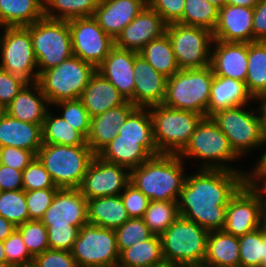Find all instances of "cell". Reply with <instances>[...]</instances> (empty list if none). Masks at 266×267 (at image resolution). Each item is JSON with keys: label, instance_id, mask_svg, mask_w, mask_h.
I'll return each mask as SVG.
<instances>
[{"label": "cell", "instance_id": "cell-43", "mask_svg": "<svg viewBox=\"0 0 266 267\" xmlns=\"http://www.w3.org/2000/svg\"><path fill=\"white\" fill-rule=\"evenodd\" d=\"M22 235L30 255L35 256L49 249L46 226L40 220H29L16 227Z\"/></svg>", "mask_w": 266, "mask_h": 267}, {"label": "cell", "instance_id": "cell-23", "mask_svg": "<svg viewBox=\"0 0 266 267\" xmlns=\"http://www.w3.org/2000/svg\"><path fill=\"white\" fill-rule=\"evenodd\" d=\"M146 5L147 0H100L93 17L115 40Z\"/></svg>", "mask_w": 266, "mask_h": 267}, {"label": "cell", "instance_id": "cell-46", "mask_svg": "<svg viewBox=\"0 0 266 267\" xmlns=\"http://www.w3.org/2000/svg\"><path fill=\"white\" fill-rule=\"evenodd\" d=\"M22 178L24 191L58 188L37 157L22 171Z\"/></svg>", "mask_w": 266, "mask_h": 267}, {"label": "cell", "instance_id": "cell-41", "mask_svg": "<svg viewBox=\"0 0 266 267\" xmlns=\"http://www.w3.org/2000/svg\"><path fill=\"white\" fill-rule=\"evenodd\" d=\"M0 215L16 227L29 221L25 191H2L0 195Z\"/></svg>", "mask_w": 266, "mask_h": 267}, {"label": "cell", "instance_id": "cell-36", "mask_svg": "<svg viewBox=\"0 0 266 267\" xmlns=\"http://www.w3.org/2000/svg\"><path fill=\"white\" fill-rule=\"evenodd\" d=\"M246 87L254 99L266 93V41L248 43Z\"/></svg>", "mask_w": 266, "mask_h": 267}, {"label": "cell", "instance_id": "cell-65", "mask_svg": "<svg viewBox=\"0 0 266 267\" xmlns=\"http://www.w3.org/2000/svg\"><path fill=\"white\" fill-rule=\"evenodd\" d=\"M152 267H182V266H180V265H177V264H175V263H170V262H163V263H161V264H158V265H154V266H152Z\"/></svg>", "mask_w": 266, "mask_h": 267}, {"label": "cell", "instance_id": "cell-58", "mask_svg": "<svg viewBox=\"0 0 266 267\" xmlns=\"http://www.w3.org/2000/svg\"><path fill=\"white\" fill-rule=\"evenodd\" d=\"M16 226L13 225L9 220H6L4 217L0 215V240L4 241L7 237H9Z\"/></svg>", "mask_w": 266, "mask_h": 267}, {"label": "cell", "instance_id": "cell-16", "mask_svg": "<svg viewBox=\"0 0 266 267\" xmlns=\"http://www.w3.org/2000/svg\"><path fill=\"white\" fill-rule=\"evenodd\" d=\"M262 227V201L246 182L227 205L223 230L240 237Z\"/></svg>", "mask_w": 266, "mask_h": 267}, {"label": "cell", "instance_id": "cell-53", "mask_svg": "<svg viewBox=\"0 0 266 267\" xmlns=\"http://www.w3.org/2000/svg\"><path fill=\"white\" fill-rule=\"evenodd\" d=\"M147 4L167 23H177L183 15L185 0H147Z\"/></svg>", "mask_w": 266, "mask_h": 267}, {"label": "cell", "instance_id": "cell-35", "mask_svg": "<svg viewBox=\"0 0 266 267\" xmlns=\"http://www.w3.org/2000/svg\"><path fill=\"white\" fill-rule=\"evenodd\" d=\"M42 143L68 146H89L86 138L60 115L47 111L42 125Z\"/></svg>", "mask_w": 266, "mask_h": 267}, {"label": "cell", "instance_id": "cell-69", "mask_svg": "<svg viewBox=\"0 0 266 267\" xmlns=\"http://www.w3.org/2000/svg\"><path fill=\"white\" fill-rule=\"evenodd\" d=\"M184 267H207L205 265H193V266H184Z\"/></svg>", "mask_w": 266, "mask_h": 267}, {"label": "cell", "instance_id": "cell-18", "mask_svg": "<svg viewBox=\"0 0 266 267\" xmlns=\"http://www.w3.org/2000/svg\"><path fill=\"white\" fill-rule=\"evenodd\" d=\"M167 23L148 4L121 31L114 40V46L124 50L139 52L150 41L166 33Z\"/></svg>", "mask_w": 266, "mask_h": 267}, {"label": "cell", "instance_id": "cell-59", "mask_svg": "<svg viewBox=\"0 0 266 267\" xmlns=\"http://www.w3.org/2000/svg\"><path fill=\"white\" fill-rule=\"evenodd\" d=\"M255 100L261 101L258 110L261 117L262 129L266 137V93L261 94Z\"/></svg>", "mask_w": 266, "mask_h": 267}, {"label": "cell", "instance_id": "cell-60", "mask_svg": "<svg viewBox=\"0 0 266 267\" xmlns=\"http://www.w3.org/2000/svg\"><path fill=\"white\" fill-rule=\"evenodd\" d=\"M259 0H226L225 4L254 8Z\"/></svg>", "mask_w": 266, "mask_h": 267}, {"label": "cell", "instance_id": "cell-30", "mask_svg": "<svg viewBox=\"0 0 266 267\" xmlns=\"http://www.w3.org/2000/svg\"><path fill=\"white\" fill-rule=\"evenodd\" d=\"M207 267H240L239 240L224 230L210 231L207 239Z\"/></svg>", "mask_w": 266, "mask_h": 267}, {"label": "cell", "instance_id": "cell-1", "mask_svg": "<svg viewBox=\"0 0 266 267\" xmlns=\"http://www.w3.org/2000/svg\"><path fill=\"white\" fill-rule=\"evenodd\" d=\"M246 172L199 169L186 175L177 200L180 216L210 231L223 230L227 205L246 183Z\"/></svg>", "mask_w": 266, "mask_h": 267}, {"label": "cell", "instance_id": "cell-27", "mask_svg": "<svg viewBox=\"0 0 266 267\" xmlns=\"http://www.w3.org/2000/svg\"><path fill=\"white\" fill-rule=\"evenodd\" d=\"M79 99L90 117L121 106L127 101L118 89L97 70L90 78Z\"/></svg>", "mask_w": 266, "mask_h": 267}, {"label": "cell", "instance_id": "cell-68", "mask_svg": "<svg viewBox=\"0 0 266 267\" xmlns=\"http://www.w3.org/2000/svg\"><path fill=\"white\" fill-rule=\"evenodd\" d=\"M0 267H13L12 265H10L7 262H0Z\"/></svg>", "mask_w": 266, "mask_h": 267}, {"label": "cell", "instance_id": "cell-47", "mask_svg": "<svg viewBox=\"0 0 266 267\" xmlns=\"http://www.w3.org/2000/svg\"><path fill=\"white\" fill-rule=\"evenodd\" d=\"M3 245L7 263L13 267L27 266L33 263V257L27 250L22 235L17 229L3 241Z\"/></svg>", "mask_w": 266, "mask_h": 267}, {"label": "cell", "instance_id": "cell-50", "mask_svg": "<svg viewBox=\"0 0 266 267\" xmlns=\"http://www.w3.org/2000/svg\"><path fill=\"white\" fill-rule=\"evenodd\" d=\"M129 218H142L150 203V199L129 183L120 194Z\"/></svg>", "mask_w": 266, "mask_h": 267}, {"label": "cell", "instance_id": "cell-5", "mask_svg": "<svg viewBox=\"0 0 266 267\" xmlns=\"http://www.w3.org/2000/svg\"><path fill=\"white\" fill-rule=\"evenodd\" d=\"M94 156L90 146L57 144H42L36 155L59 189L80 188Z\"/></svg>", "mask_w": 266, "mask_h": 267}, {"label": "cell", "instance_id": "cell-21", "mask_svg": "<svg viewBox=\"0 0 266 267\" xmlns=\"http://www.w3.org/2000/svg\"><path fill=\"white\" fill-rule=\"evenodd\" d=\"M138 54V52L114 46L97 68V71L110 81L118 89L119 93L132 104L135 87L133 68L135 57Z\"/></svg>", "mask_w": 266, "mask_h": 267}, {"label": "cell", "instance_id": "cell-44", "mask_svg": "<svg viewBox=\"0 0 266 267\" xmlns=\"http://www.w3.org/2000/svg\"><path fill=\"white\" fill-rule=\"evenodd\" d=\"M115 233L119 254L137 244L139 240L143 242L153 235L142 218H129Z\"/></svg>", "mask_w": 266, "mask_h": 267}, {"label": "cell", "instance_id": "cell-31", "mask_svg": "<svg viewBox=\"0 0 266 267\" xmlns=\"http://www.w3.org/2000/svg\"><path fill=\"white\" fill-rule=\"evenodd\" d=\"M87 212L89 224L112 230L129 219L120 195L87 200Z\"/></svg>", "mask_w": 266, "mask_h": 267}, {"label": "cell", "instance_id": "cell-13", "mask_svg": "<svg viewBox=\"0 0 266 267\" xmlns=\"http://www.w3.org/2000/svg\"><path fill=\"white\" fill-rule=\"evenodd\" d=\"M168 35L180 69L204 68L211 63L213 32L202 27L167 24Z\"/></svg>", "mask_w": 266, "mask_h": 267}, {"label": "cell", "instance_id": "cell-37", "mask_svg": "<svg viewBox=\"0 0 266 267\" xmlns=\"http://www.w3.org/2000/svg\"><path fill=\"white\" fill-rule=\"evenodd\" d=\"M99 2L100 0H44V17L67 21L92 17Z\"/></svg>", "mask_w": 266, "mask_h": 267}, {"label": "cell", "instance_id": "cell-9", "mask_svg": "<svg viewBox=\"0 0 266 267\" xmlns=\"http://www.w3.org/2000/svg\"><path fill=\"white\" fill-rule=\"evenodd\" d=\"M26 27L32 38L39 75L45 70L58 66L73 55L67 20L43 17Z\"/></svg>", "mask_w": 266, "mask_h": 267}, {"label": "cell", "instance_id": "cell-45", "mask_svg": "<svg viewBox=\"0 0 266 267\" xmlns=\"http://www.w3.org/2000/svg\"><path fill=\"white\" fill-rule=\"evenodd\" d=\"M53 105L61 109L62 112L59 115L67 121L71 127L87 138L90 130L91 117L79 98L58 101Z\"/></svg>", "mask_w": 266, "mask_h": 267}, {"label": "cell", "instance_id": "cell-3", "mask_svg": "<svg viewBox=\"0 0 266 267\" xmlns=\"http://www.w3.org/2000/svg\"><path fill=\"white\" fill-rule=\"evenodd\" d=\"M214 72L211 65L204 68L180 69L167 78L163 105L193 111L207 117V105Z\"/></svg>", "mask_w": 266, "mask_h": 267}, {"label": "cell", "instance_id": "cell-56", "mask_svg": "<svg viewBox=\"0 0 266 267\" xmlns=\"http://www.w3.org/2000/svg\"><path fill=\"white\" fill-rule=\"evenodd\" d=\"M0 188L2 191L23 190L22 171L0 164Z\"/></svg>", "mask_w": 266, "mask_h": 267}, {"label": "cell", "instance_id": "cell-28", "mask_svg": "<svg viewBox=\"0 0 266 267\" xmlns=\"http://www.w3.org/2000/svg\"><path fill=\"white\" fill-rule=\"evenodd\" d=\"M251 100L255 102L245 82L214 75L207 105V117L221 110L247 105Z\"/></svg>", "mask_w": 266, "mask_h": 267}, {"label": "cell", "instance_id": "cell-4", "mask_svg": "<svg viewBox=\"0 0 266 267\" xmlns=\"http://www.w3.org/2000/svg\"><path fill=\"white\" fill-rule=\"evenodd\" d=\"M208 234V230L180 216L160 235L164 261L182 267L203 265Z\"/></svg>", "mask_w": 266, "mask_h": 267}, {"label": "cell", "instance_id": "cell-6", "mask_svg": "<svg viewBox=\"0 0 266 267\" xmlns=\"http://www.w3.org/2000/svg\"><path fill=\"white\" fill-rule=\"evenodd\" d=\"M184 158H198L203 162L201 169H224L244 172L239 168L230 167L228 161H235L240 157L234 152L225 134L211 117H203L197 124L188 144L178 154Z\"/></svg>", "mask_w": 266, "mask_h": 267}, {"label": "cell", "instance_id": "cell-12", "mask_svg": "<svg viewBox=\"0 0 266 267\" xmlns=\"http://www.w3.org/2000/svg\"><path fill=\"white\" fill-rule=\"evenodd\" d=\"M0 68L26 83L38 80L37 60L30 31L26 26L4 27L0 36Z\"/></svg>", "mask_w": 266, "mask_h": 267}, {"label": "cell", "instance_id": "cell-25", "mask_svg": "<svg viewBox=\"0 0 266 267\" xmlns=\"http://www.w3.org/2000/svg\"><path fill=\"white\" fill-rule=\"evenodd\" d=\"M136 108L130 101H126L121 106L90 118L86 141L95 155L118 135L119 128Z\"/></svg>", "mask_w": 266, "mask_h": 267}, {"label": "cell", "instance_id": "cell-15", "mask_svg": "<svg viewBox=\"0 0 266 267\" xmlns=\"http://www.w3.org/2000/svg\"><path fill=\"white\" fill-rule=\"evenodd\" d=\"M127 169L95 155L79 189L87 200L120 195L130 183V170Z\"/></svg>", "mask_w": 266, "mask_h": 267}, {"label": "cell", "instance_id": "cell-49", "mask_svg": "<svg viewBox=\"0 0 266 267\" xmlns=\"http://www.w3.org/2000/svg\"><path fill=\"white\" fill-rule=\"evenodd\" d=\"M46 228L50 249L71 251L79 234L77 226L68 224V226H47Z\"/></svg>", "mask_w": 266, "mask_h": 267}, {"label": "cell", "instance_id": "cell-10", "mask_svg": "<svg viewBox=\"0 0 266 267\" xmlns=\"http://www.w3.org/2000/svg\"><path fill=\"white\" fill-rule=\"evenodd\" d=\"M244 107L247 106L221 110L211 116L239 157L251 152L252 149L266 146L261 117L259 112H255L259 110L248 111L244 110Z\"/></svg>", "mask_w": 266, "mask_h": 267}, {"label": "cell", "instance_id": "cell-7", "mask_svg": "<svg viewBox=\"0 0 266 267\" xmlns=\"http://www.w3.org/2000/svg\"><path fill=\"white\" fill-rule=\"evenodd\" d=\"M153 123V138L158 153L179 154L188 144L202 115L173 109L163 104L149 107Z\"/></svg>", "mask_w": 266, "mask_h": 267}, {"label": "cell", "instance_id": "cell-67", "mask_svg": "<svg viewBox=\"0 0 266 267\" xmlns=\"http://www.w3.org/2000/svg\"><path fill=\"white\" fill-rule=\"evenodd\" d=\"M260 156L261 157L259 159H261L266 164V149L264 150V152Z\"/></svg>", "mask_w": 266, "mask_h": 267}, {"label": "cell", "instance_id": "cell-22", "mask_svg": "<svg viewBox=\"0 0 266 267\" xmlns=\"http://www.w3.org/2000/svg\"><path fill=\"white\" fill-rule=\"evenodd\" d=\"M211 49L213 51L210 65L214 75L245 82L248 70V43L213 40Z\"/></svg>", "mask_w": 266, "mask_h": 267}, {"label": "cell", "instance_id": "cell-11", "mask_svg": "<svg viewBox=\"0 0 266 267\" xmlns=\"http://www.w3.org/2000/svg\"><path fill=\"white\" fill-rule=\"evenodd\" d=\"M71 254L78 267H117L119 250L115 230L89 223L83 225Z\"/></svg>", "mask_w": 266, "mask_h": 267}, {"label": "cell", "instance_id": "cell-61", "mask_svg": "<svg viewBox=\"0 0 266 267\" xmlns=\"http://www.w3.org/2000/svg\"><path fill=\"white\" fill-rule=\"evenodd\" d=\"M262 201V227L266 230V200Z\"/></svg>", "mask_w": 266, "mask_h": 267}, {"label": "cell", "instance_id": "cell-14", "mask_svg": "<svg viewBox=\"0 0 266 267\" xmlns=\"http://www.w3.org/2000/svg\"><path fill=\"white\" fill-rule=\"evenodd\" d=\"M68 25L73 55L97 69L114 47V40L93 16L70 19Z\"/></svg>", "mask_w": 266, "mask_h": 267}, {"label": "cell", "instance_id": "cell-26", "mask_svg": "<svg viewBox=\"0 0 266 267\" xmlns=\"http://www.w3.org/2000/svg\"><path fill=\"white\" fill-rule=\"evenodd\" d=\"M49 106L47 97L36 81L26 83L6 110L9 116L20 121L43 124Z\"/></svg>", "mask_w": 266, "mask_h": 267}, {"label": "cell", "instance_id": "cell-24", "mask_svg": "<svg viewBox=\"0 0 266 267\" xmlns=\"http://www.w3.org/2000/svg\"><path fill=\"white\" fill-rule=\"evenodd\" d=\"M157 154L159 153L154 140L118 139L117 135L97 156L131 170Z\"/></svg>", "mask_w": 266, "mask_h": 267}, {"label": "cell", "instance_id": "cell-42", "mask_svg": "<svg viewBox=\"0 0 266 267\" xmlns=\"http://www.w3.org/2000/svg\"><path fill=\"white\" fill-rule=\"evenodd\" d=\"M240 267H262L263 227L238 237Z\"/></svg>", "mask_w": 266, "mask_h": 267}, {"label": "cell", "instance_id": "cell-8", "mask_svg": "<svg viewBox=\"0 0 266 267\" xmlns=\"http://www.w3.org/2000/svg\"><path fill=\"white\" fill-rule=\"evenodd\" d=\"M96 70L72 55L58 66L43 71L37 82L49 104L53 105L62 100L78 99Z\"/></svg>", "mask_w": 266, "mask_h": 267}, {"label": "cell", "instance_id": "cell-32", "mask_svg": "<svg viewBox=\"0 0 266 267\" xmlns=\"http://www.w3.org/2000/svg\"><path fill=\"white\" fill-rule=\"evenodd\" d=\"M44 17V0H0V27L29 26Z\"/></svg>", "mask_w": 266, "mask_h": 267}, {"label": "cell", "instance_id": "cell-38", "mask_svg": "<svg viewBox=\"0 0 266 267\" xmlns=\"http://www.w3.org/2000/svg\"><path fill=\"white\" fill-rule=\"evenodd\" d=\"M219 8L207 0H185L182 18L177 22L185 26L202 27L214 31Z\"/></svg>", "mask_w": 266, "mask_h": 267}, {"label": "cell", "instance_id": "cell-48", "mask_svg": "<svg viewBox=\"0 0 266 267\" xmlns=\"http://www.w3.org/2000/svg\"><path fill=\"white\" fill-rule=\"evenodd\" d=\"M59 188L25 191L30 220H41Z\"/></svg>", "mask_w": 266, "mask_h": 267}, {"label": "cell", "instance_id": "cell-33", "mask_svg": "<svg viewBox=\"0 0 266 267\" xmlns=\"http://www.w3.org/2000/svg\"><path fill=\"white\" fill-rule=\"evenodd\" d=\"M164 262L161 239L152 235L148 240L123 250L119 254L117 267H152Z\"/></svg>", "mask_w": 266, "mask_h": 267}, {"label": "cell", "instance_id": "cell-62", "mask_svg": "<svg viewBox=\"0 0 266 267\" xmlns=\"http://www.w3.org/2000/svg\"><path fill=\"white\" fill-rule=\"evenodd\" d=\"M266 263V230L263 228V256L262 266Z\"/></svg>", "mask_w": 266, "mask_h": 267}, {"label": "cell", "instance_id": "cell-40", "mask_svg": "<svg viewBox=\"0 0 266 267\" xmlns=\"http://www.w3.org/2000/svg\"><path fill=\"white\" fill-rule=\"evenodd\" d=\"M118 139L154 140L153 123L148 108L137 107L118 130Z\"/></svg>", "mask_w": 266, "mask_h": 267}, {"label": "cell", "instance_id": "cell-20", "mask_svg": "<svg viewBox=\"0 0 266 267\" xmlns=\"http://www.w3.org/2000/svg\"><path fill=\"white\" fill-rule=\"evenodd\" d=\"M135 87L133 104L149 108L162 104L166 95L167 77L157 72L141 55L134 62Z\"/></svg>", "mask_w": 266, "mask_h": 267}, {"label": "cell", "instance_id": "cell-66", "mask_svg": "<svg viewBox=\"0 0 266 267\" xmlns=\"http://www.w3.org/2000/svg\"><path fill=\"white\" fill-rule=\"evenodd\" d=\"M7 114L6 106L0 102V119Z\"/></svg>", "mask_w": 266, "mask_h": 267}, {"label": "cell", "instance_id": "cell-2", "mask_svg": "<svg viewBox=\"0 0 266 267\" xmlns=\"http://www.w3.org/2000/svg\"><path fill=\"white\" fill-rule=\"evenodd\" d=\"M184 160L178 154L159 153L130 170V183L150 201H176L185 183Z\"/></svg>", "mask_w": 266, "mask_h": 267}, {"label": "cell", "instance_id": "cell-57", "mask_svg": "<svg viewBox=\"0 0 266 267\" xmlns=\"http://www.w3.org/2000/svg\"><path fill=\"white\" fill-rule=\"evenodd\" d=\"M253 41H266V0H259L254 7Z\"/></svg>", "mask_w": 266, "mask_h": 267}, {"label": "cell", "instance_id": "cell-52", "mask_svg": "<svg viewBox=\"0 0 266 267\" xmlns=\"http://www.w3.org/2000/svg\"><path fill=\"white\" fill-rule=\"evenodd\" d=\"M35 157L36 155L30 150L11 146L0 148V164L16 170L23 171Z\"/></svg>", "mask_w": 266, "mask_h": 267}, {"label": "cell", "instance_id": "cell-19", "mask_svg": "<svg viewBox=\"0 0 266 267\" xmlns=\"http://www.w3.org/2000/svg\"><path fill=\"white\" fill-rule=\"evenodd\" d=\"M254 8L225 4L219 9L213 39L223 42H253Z\"/></svg>", "mask_w": 266, "mask_h": 267}, {"label": "cell", "instance_id": "cell-17", "mask_svg": "<svg viewBox=\"0 0 266 267\" xmlns=\"http://www.w3.org/2000/svg\"><path fill=\"white\" fill-rule=\"evenodd\" d=\"M40 221L46 227L70 224L80 229L88 224L87 199L79 188L58 189Z\"/></svg>", "mask_w": 266, "mask_h": 267}, {"label": "cell", "instance_id": "cell-34", "mask_svg": "<svg viewBox=\"0 0 266 267\" xmlns=\"http://www.w3.org/2000/svg\"><path fill=\"white\" fill-rule=\"evenodd\" d=\"M157 72L172 77L180 70L168 35L150 41L139 52Z\"/></svg>", "mask_w": 266, "mask_h": 267}, {"label": "cell", "instance_id": "cell-39", "mask_svg": "<svg viewBox=\"0 0 266 267\" xmlns=\"http://www.w3.org/2000/svg\"><path fill=\"white\" fill-rule=\"evenodd\" d=\"M180 217L176 201H150L142 219L154 235H161Z\"/></svg>", "mask_w": 266, "mask_h": 267}, {"label": "cell", "instance_id": "cell-70", "mask_svg": "<svg viewBox=\"0 0 266 267\" xmlns=\"http://www.w3.org/2000/svg\"><path fill=\"white\" fill-rule=\"evenodd\" d=\"M19 267H34L33 264L27 266H19Z\"/></svg>", "mask_w": 266, "mask_h": 267}, {"label": "cell", "instance_id": "cell-54", "mask_svg": "<svg viewBox=\"0 0 266 267\" xmlns=\"http://www.w3.org/2000/svg\"><path fill=\"white\" fill-rule=\"evenodd\" d=\"M25 84L21 78L0 68V102L7 107Z\"/></svg>", "mask_w": 266, "mask_h": 267}, {"label": "cell", "instance_id": "cell-29", "mask_svg": "<svg viewBox=\"0 0 266 267\" xmlns=\"http://www.w3.org/2000/svg\"><path fill=\"white\" fill-rule=\"evenodd\" d=\"M42 125L20 121L6 114L0 119V148L11 146L37 155L43 144Z\"/></svg>", "mask_w": 266, "mask_h": 267}, {"label": "cell", "instance_id": "cell-51", "mask_svg": "<svg viewBox=\"0 0 266 267\" xmlns=\"http://www.w3.org/2000/svg\"><path fill=\"white\" fill-rule=\"evenodd\" d=\"M34 267H78L71 251L47 249L33 258Z\"/></svg>", "mask_w": 266, "mask_h": 267}, {"label": "cell", "instance_id": "cell-55", "mask_svg": "<svg viewBox=\"0 0 266 267\" xmlns=\"http://www.w3.org/2000/svg\"><path fill=\"white\" fill-rule=\"evenodd\" d=\"M255 165L252 172L247 174L246 182L259 195L261 200H266V164L259 159Z\"/></svg>", "mask_w": 266, "mask_h": 267}, {"label": "cell", "instance_id": "cell-63", "mask_svg": "<svg viewBox=\"0 0 266 267\" xmlns=\"http://www.w3.org/2000/svg\"><path fill=\"white\" fill-rule=\"evenodd\" d=\"M0 262H7L6 255L4 252L3 241L0 240Z\"/></svg>", "mask_w": 266, "mask_h": 267}, {"label": "cell", "instance_id": "cell-64", "mask_svg": "<svg viewBox=\"0 0 266 267\" xmlns=\"http://www.w3.org/2000/svg\"><path fill=\"white\" fill-rule=\"evenodd\" d=\"M211 4L215 5L219 9L225 5L226 0H207Z\"/></svg>", "mask_w": 266, "mask_h": 267}]
</instances>
